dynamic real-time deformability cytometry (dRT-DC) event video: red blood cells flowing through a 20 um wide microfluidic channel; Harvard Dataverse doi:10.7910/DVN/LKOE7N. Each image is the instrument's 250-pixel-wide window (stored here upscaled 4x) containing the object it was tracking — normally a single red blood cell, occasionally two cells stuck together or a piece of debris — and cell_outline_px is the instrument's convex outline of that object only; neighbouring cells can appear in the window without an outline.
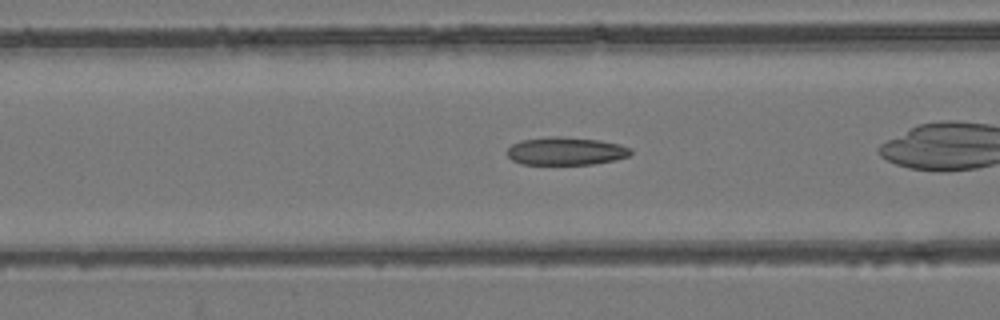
{"species": "common noctule bat (a hibernating species)", "species_latin": "Nyctalus noctula", "temperature_condition": "room temperature", "stored_images_in_passage": 54, "camera_frame_rate_fps": 3000, "um_per_image_px": 0.085, "animal": {"sex": "female", "body_mass_g": 24.6, "forearm_length_mm": 56.2}, "frame": {"image": 1, "passage_image": 20, "time_ms": 6.333, "image_size_px": [1000, 320], "cell_outline_px": [[632, 152], [628, 156], [616, 160], [592, 164], [520, 164], [512, 160], [508, 156], [508, 148], [512, 144], [520, 140], [548, 136], [560, 136], [600, 140], [620, 144], [632, 148]], "centroid_in_image_um": [48.1, 12.83], "position_along_channel_um": 118.5, "area_um2": 20.29}, "authors_computed_cell_mechanics": {"area_um2": 20.1722, "velocity_mm_per_s": 3.8432, "shape_relaxation_time_tau1_ms": null, "shape_relaxation_time_tau2_ms": 2.241, "deformation_change_tau1": null, "deformation_change_tau2": 0.0839}}